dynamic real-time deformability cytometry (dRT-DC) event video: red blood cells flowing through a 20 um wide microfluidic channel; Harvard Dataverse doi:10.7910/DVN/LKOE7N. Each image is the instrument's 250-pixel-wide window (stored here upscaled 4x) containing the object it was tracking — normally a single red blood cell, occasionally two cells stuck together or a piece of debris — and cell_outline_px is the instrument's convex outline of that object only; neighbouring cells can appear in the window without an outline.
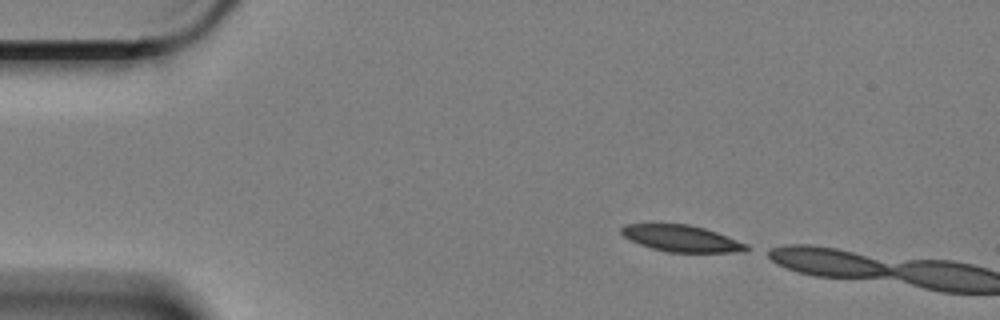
{"species": "Egyptian fruit bat (a non-hibernating species)", "species_latin": "Rousettus aegyptiacus", "temperature_condition": "cold", "stored_images_in_passage": 4, "camera_frame_rate_fps": 3000, "um_per_image_px": 0.085, "animal": {"sex": "female"}, "frame": {"image": 1, "passage_image": 1, "time_ms": 0.0, "image_size_px": [1000, 320], "cell_outline_px": [[752, 248], [744, 252], [668, 252], [652, 248], [640, 244], [624, 236], [620, 232], [620, 228], [624, 224], [688, 224], [704, 228], [716, 232], [748, 244]], "centroid_in_image_um": [57.96, 20.27], "position_along_channel_um": 27.0, "area_um2": 19.25}}